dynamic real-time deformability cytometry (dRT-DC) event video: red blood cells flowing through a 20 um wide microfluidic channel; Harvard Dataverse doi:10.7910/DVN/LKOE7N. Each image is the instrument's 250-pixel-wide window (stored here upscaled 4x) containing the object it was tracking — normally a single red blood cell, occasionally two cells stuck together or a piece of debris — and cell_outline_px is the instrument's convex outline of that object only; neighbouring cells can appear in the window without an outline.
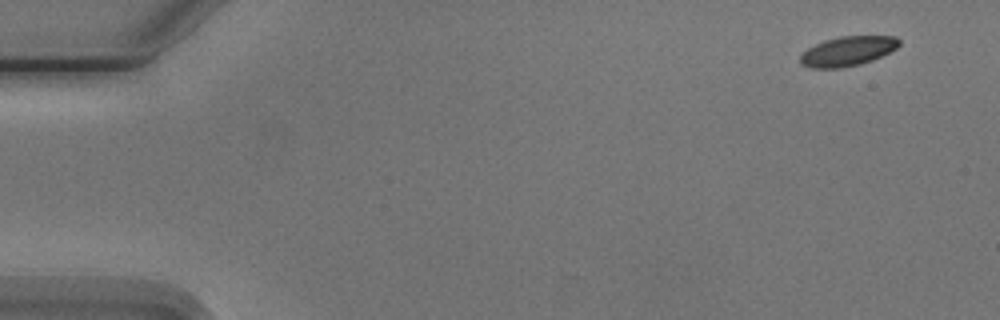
{"species": "Egyptian fruit bat (a non-hibernating species)", "species_latin": "Rousettus aegyptiacus", "temperature_condition": "cold", "stored_images_in_passage": 6, "camera_frame_rate_fps": 3000, "um_per_image_px": 0.085, "animal": {"sex": "male"}, "frame": {"image": 1, "passage_image": 1, "time_ms": 0.0, "image_size_px": [1000, 320], "cell_outline_px": [[900, 44], [896, 48], [872, 60], [860, 64], [840, 68], [812, 68], [800, 64], [800, 56], [808, 48], [824, 40], [840, 36], [896, 36], [900, 40]], "centroid_in_image_um": [72.04, 4.34], "position_along_channel_um": 13.0, "area_um2": 16.94}}
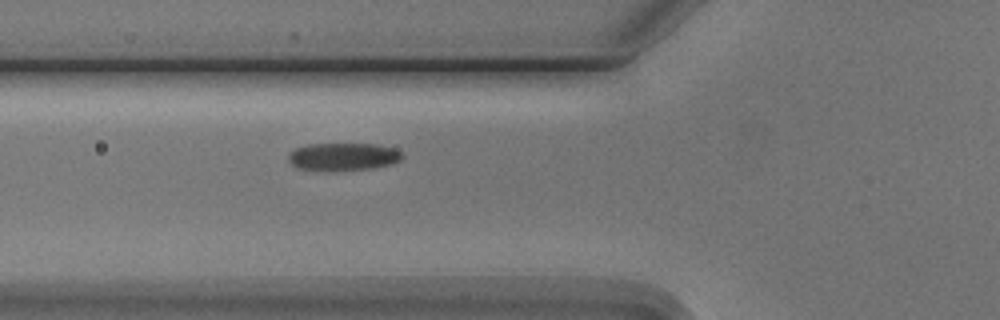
{"frame": {"image": 2, "passage_image": 6, "time_ms": 5.667, "image_size_px": [1000, 320], "cell_outline_px": [[404, 156], [400, 160], [392, 164], [372, 168], [328, 172], [296, 168], [288, 160], [288, 152], [296, 148], [308, 144], [376, 144], [396, 148], [404, 152]], "centroid_in_image_um": [29.18, 13.33], "position_along_channel_um": 96.6, "area_um2": 18.9}}